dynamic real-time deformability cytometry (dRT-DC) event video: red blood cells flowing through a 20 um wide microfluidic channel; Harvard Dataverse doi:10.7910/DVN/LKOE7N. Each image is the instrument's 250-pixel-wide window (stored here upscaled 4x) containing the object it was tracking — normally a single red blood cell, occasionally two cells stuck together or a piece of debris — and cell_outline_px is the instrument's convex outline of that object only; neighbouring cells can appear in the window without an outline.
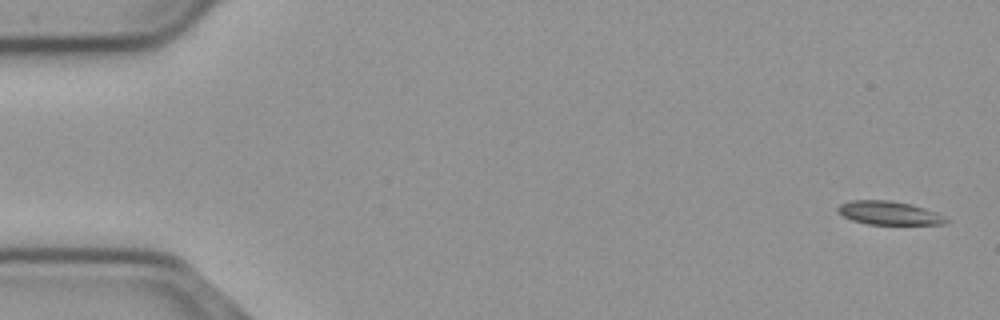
{"species": "common noctule bat (a hibernating species)", "species_latin": "Nyctalus noctula", "temperature_condition": "cold", "stored_images_in_passage": 55, "camera_frame_rate_fps": 3000, "um_per_image_px": 0.085, "animal": {"sex": "male", "body_mass_g": 23.1, "forearm_length_mm": 52.7}, "frame": {"image": 1, "passage_image": 1, "time_ms": 0.0, "image_size_px": [1000, 320], "cell_outline_px": [[948, 220], [944, 224], [868, 224], [852, 220], [844, 216], [836, 208], [840, 204], [848, 200], [892, 200], [912, 204], [936, 212], [944, 216]], "centroid_in_image_um": [75.55, 18.09], "position_along_channel_um": 9.4, "area_um2": 14.8}}
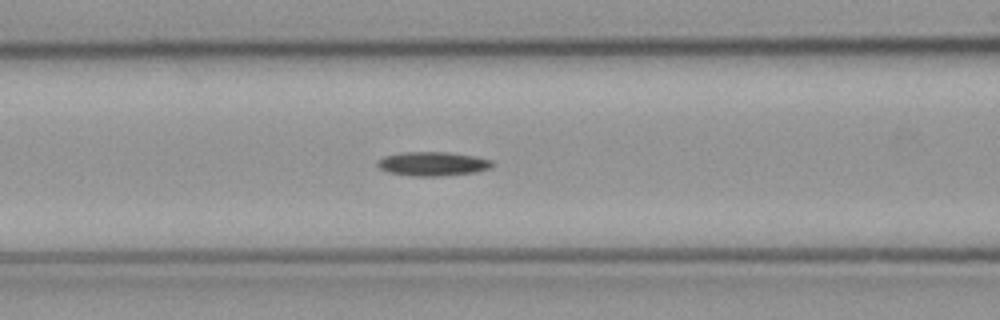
{"frame": {"image": 2, "passage_image": 22, "time_ms": 7.0, "image_size_px": [1000, 320], "cell_outline_px": [[496, 164], [488, 168], [476, 172], [440, 176], [412, 176], [388, 172], [380, 168], [376, 164], [376, 160], [384, 156], [400, 152], [448, 152], [476, 156], [492, 160]], "centroid_in_image_um": [36.77, 13.91], "position_along_channel_um": 129.8, "area_um2": 16.24}}
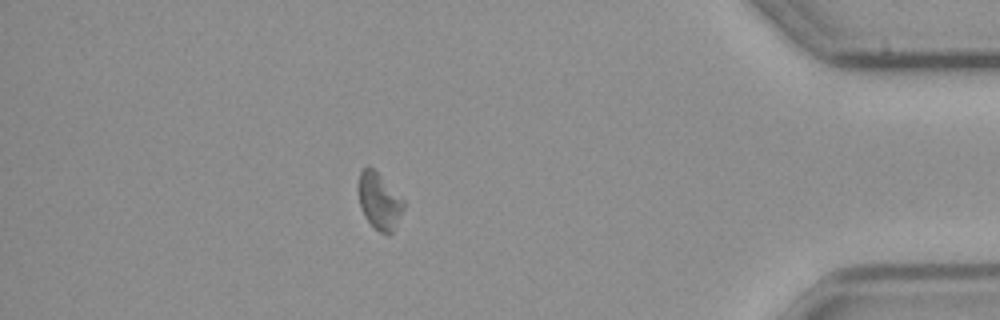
{"frame": {"image": 3, "passage_image": 48, "time_ms": 15.667, "image_size_px": [1000, 320], "cell_outline_px": [[404, 208], [392, 232], [388, 236], [380, 232], [364, 216], [360, 208], [356, 184], [360, 172], [368, 164], [404, 200]], "centroid_in_image_um": [32.19, 17.08], "position_along_channel_um": 403.0, "area_um2": 14.85}, "authors_computed_cell_mechanics": {"area_um2": 15.2592, "velocity_mm_per_s": 3.6847, "shape_relaxation_time_tau1_ms": 4.845, "shape_relaxation_time_tau2_ms": null, "deformation_change_tau1": 0.1046, "deformation_change_tau2": null}}